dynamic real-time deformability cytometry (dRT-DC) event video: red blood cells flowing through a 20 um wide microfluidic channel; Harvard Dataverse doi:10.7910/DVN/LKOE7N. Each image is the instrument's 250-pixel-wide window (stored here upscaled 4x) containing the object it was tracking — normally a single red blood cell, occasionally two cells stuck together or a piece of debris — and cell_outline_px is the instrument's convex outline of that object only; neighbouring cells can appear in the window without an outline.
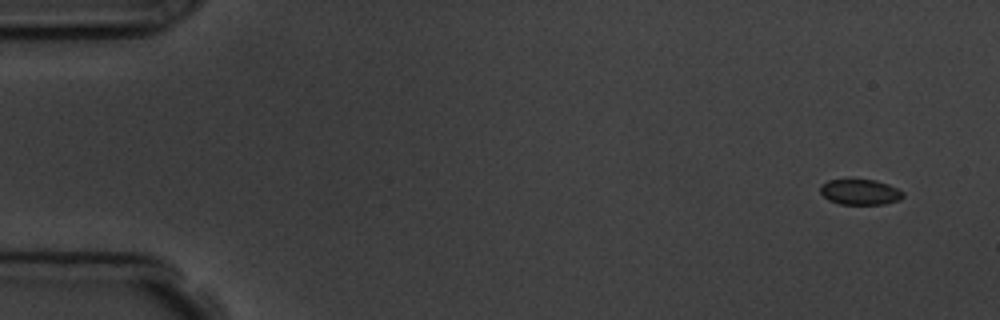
{"species": "common noctule bat (a hibernating species)", "species_latin": "Nyctalus noctula", "temperature_condition": "room temperature", "stored_images_in_passage": 4, "camera_frame_rate_fps": 3000, "um_per_image_px": 0.085, "animal": {"sex": "male", "body_mass_g": 19.5, "forearm_length_mm": 54.6}, "frame": {"image": 1, "passage_image": 1, "time_ms": 0.0, "image_size_px": [1000, 320], "cell_outline_px": [[904, 196], [900, 200], [884, 204], [840, 204], [828, 200], [820, 192], [820, 184], [828, 180], [876, 180], [888, 184], [904, 192]], "centroid_in_image_um": [73.11, 16.33], "position_along_channel_um": 11.9, "area_um2": 12.31}}
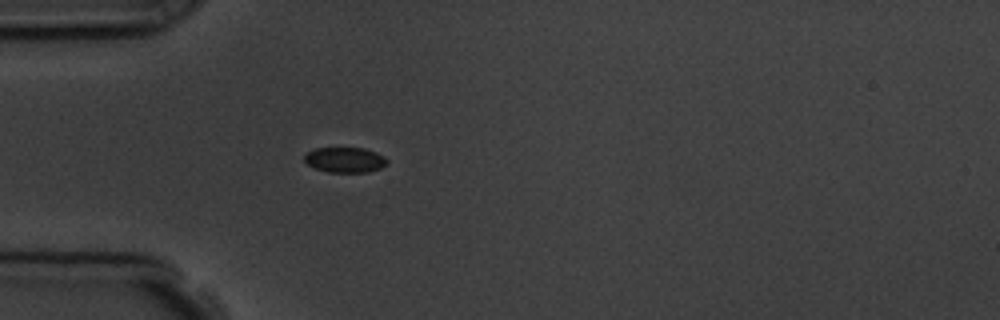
{"frame": {"image": 2, "passage_image": 4, "time_ms": 4.333, "image_size_px": [1000, 320], "cell_outline_px": [[388, 164], [380, 168], [368, 172], [328, 172], [316, 168], [308, 164], [304, 160], [304, 156], [308, 152], [316, 148], [364, 148], [376, 152], [384, 156], [388, 160]], "centroid_in_image_um": [29.36, 13.58], "position_along_channel_um": 55.6, "area_um2": 12.14}}